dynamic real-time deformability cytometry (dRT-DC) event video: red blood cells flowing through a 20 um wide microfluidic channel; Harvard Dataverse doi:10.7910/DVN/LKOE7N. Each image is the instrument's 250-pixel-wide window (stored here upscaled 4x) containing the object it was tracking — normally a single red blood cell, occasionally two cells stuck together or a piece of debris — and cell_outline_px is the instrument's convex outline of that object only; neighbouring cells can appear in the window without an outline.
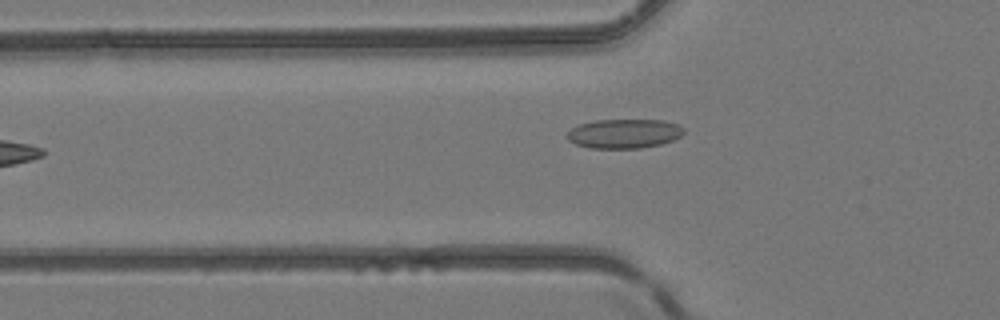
{"species": "common noctule bat (a hibernating species)", "species_latin": "Nyctalus noctula", "temperature_condition": "room temperature", "stored_images_in_passage": 7, "camera_frame_rate_fps": 3000, "um_per_image_px": 0.085, "animal": {"sex": "female", "body_mass_g": 24.6, "forearm_length_mm": 56.2}, "frame": {"image": 1, "passage_image": 6, "time_ms": 5.667, "image_size_px": [1000, 320], "cell_outline_px": [[684, 132], [680, 136], [672, 140], [660, 144], [640, 148], [588, 148], [576, 144], [568, 140], [568, 132], [572, 128], [580, 124], [596, 120], [664, 120], [680, 124], [684, 128]], "centroid_in_image_um": [53.07, 11.35], "position_along_channel_um": 72.7, "area_um2": 19.88}}
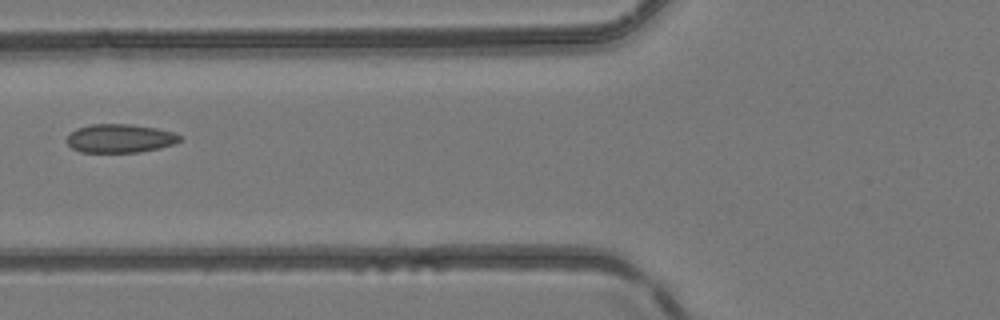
{"frame": {"image": 2, "passage_image": 7, "time_ms": 6.667, "image_size_px": [1000, 320], "cell_outline_px": [[184, 140], [176, 144], [160, 148], [140, 152], [80, 152], [72, 148], [68, 144], [68, 136], [76, 128], [92, 124], [132, 124], [156, 128], [172, 132], [184, 136]], "centroid_in_image_um": [10.27, 11.76], "position_along_channel_um": 115.5, "area_um2": 19.02}}